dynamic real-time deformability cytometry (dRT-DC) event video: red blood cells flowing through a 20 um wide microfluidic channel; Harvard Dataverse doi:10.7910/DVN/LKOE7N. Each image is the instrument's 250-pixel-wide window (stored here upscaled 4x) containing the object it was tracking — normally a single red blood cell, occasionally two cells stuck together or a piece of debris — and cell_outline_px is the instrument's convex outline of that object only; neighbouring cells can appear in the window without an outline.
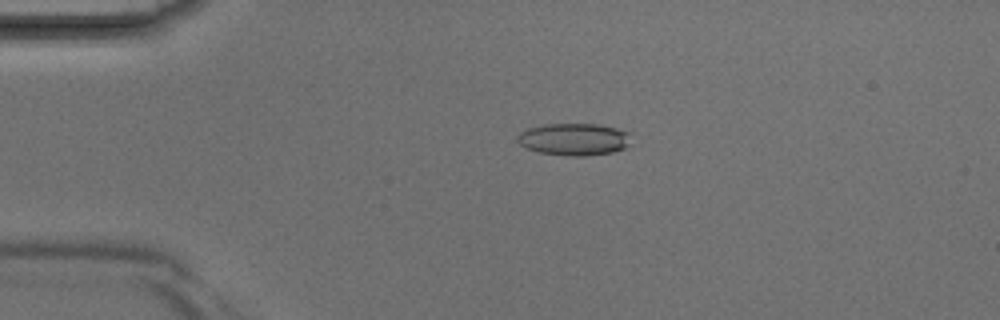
{"species": "Egyptian fruit bat (a non-hibernating species)", "species_latin": "Rousettus aegyptiacus", "temperature_condition": "room temperature", "stored_images_in_passage": 4, "camera_frame_rate_fps": 3000, "um_per_image_px": 0.085, "animal": {"sex": "male"}, "frame": {"image": 1, "passage_image": 2, "time_ms": 0.333, "image_size_px": [1000, 320], "cell_outline_px": [[632, 144], [624, 148], [612, 152], [584, 156], [568, 156], [540, 152], [528, 148], [520, 144], [516, 140], [516, 136], [520, 132], [528, 128], [544, 124], [600, 124], [632, 132]], "centroid_in_image_um": [48.85, 11.83], "position_along_channel_um": 36.1, "area_um2": 21.62}}